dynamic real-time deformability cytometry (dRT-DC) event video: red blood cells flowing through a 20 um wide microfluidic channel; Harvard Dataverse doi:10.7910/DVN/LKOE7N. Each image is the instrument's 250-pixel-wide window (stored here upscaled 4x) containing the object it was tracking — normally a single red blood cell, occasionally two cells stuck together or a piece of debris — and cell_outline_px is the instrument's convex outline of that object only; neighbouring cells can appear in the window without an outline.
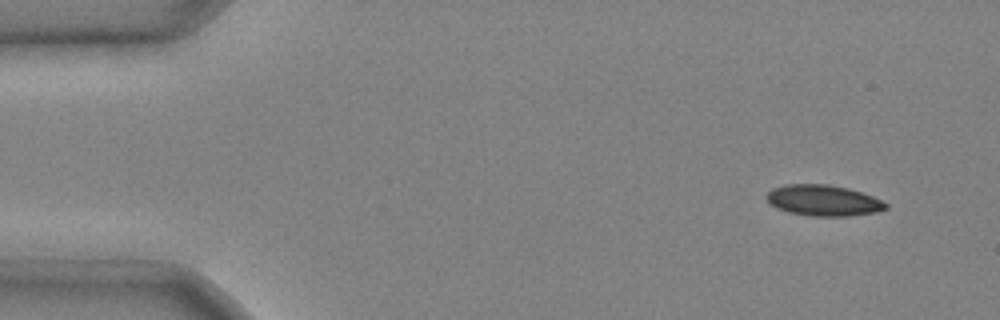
{"species": "common noctule bat (a hibernating species)", "species_latin": "Nyctalus noctula", "temperature_condition": "cold", "stored_images_in_passage": 3, "camera_frame_rate_fps": 3000, "um_per_image_px": 0.085, "animal": {"sex": "male", "body_mass_g": 20.4}, "frame": {"image": 1, "passage_image": 1, "time_ms": 0.0, "image_size_px": [1000, 320], "cell_outline_px": [[888, 208], [876, 212], [848, 216], [812, 216], [788, 212], [776, 208], [764, 196], [772, 188], [784, 184], [828, 184], [848, 188], [872, 196], [888, 204]], "centroid_in_image_um": [69.96, 17.03], "position_along_channel_um": 15.0, "area_um2": 21.5}}
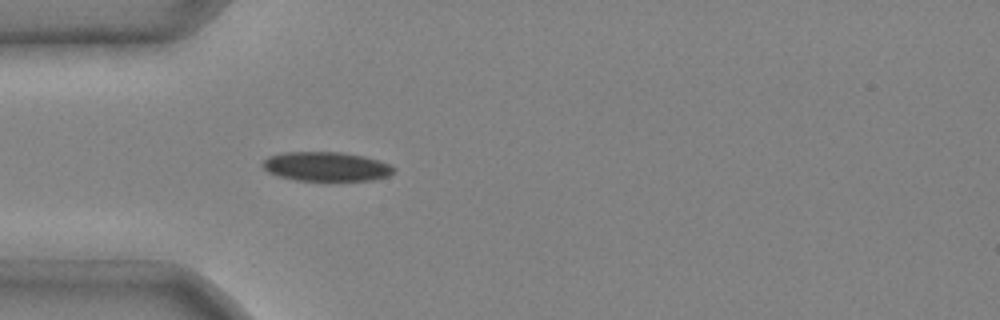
{"frame": {"image": 2, "passage_image": 3, "time_ms": 0.667, "image_size_px": [1000, 320], "cell_outline_px": [[396, 168], [388, 176], [372, 180], [296, 180], [280, 176], [268, 172], [260, 164], [268, 156], [284, 152], [340, 152], [364, 156], [380, 160]], "centroid_in_image_um": [27.72, 14.14], "position_along_channel_um": 57.3, "area_um2": 22.25}}